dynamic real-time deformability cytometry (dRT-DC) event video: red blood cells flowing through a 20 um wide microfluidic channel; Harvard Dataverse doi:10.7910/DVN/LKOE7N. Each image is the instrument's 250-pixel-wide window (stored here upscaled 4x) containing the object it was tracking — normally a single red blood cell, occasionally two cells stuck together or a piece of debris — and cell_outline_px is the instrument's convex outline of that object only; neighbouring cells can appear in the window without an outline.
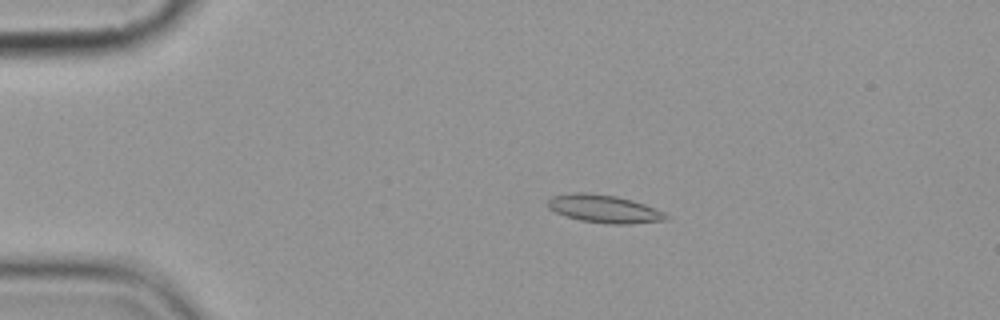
{"species": "common noctule bat (a hibernating species)", "species_latin": "Nyctalus noctula", "temperature_condition": "cold", "stored_images_in_passage": 7, "camera_frame_rate_fps": 3000, "um_per_image_px": 0.085, "animal": {"sex": "female", "body_mass_g": 19.9}, "frame": {"image": 1, "passage_image": 2, "time_ms": 2.0, "image_size_px": [1000, 320], "cell_outline_px": [[668, 220], [632, 224], [608, 224], [580, 220], [556, 212], [548, 208], [548, 200], [552, 196], [572, 192], [592, 192], [616, 196], [632, 200], [644, 204], [664, 212], [668, 216]], "centroid_in_image_um": [51.36, 17.74], "position_along_channel_um": 33.6, "area_um2": 19.31}}
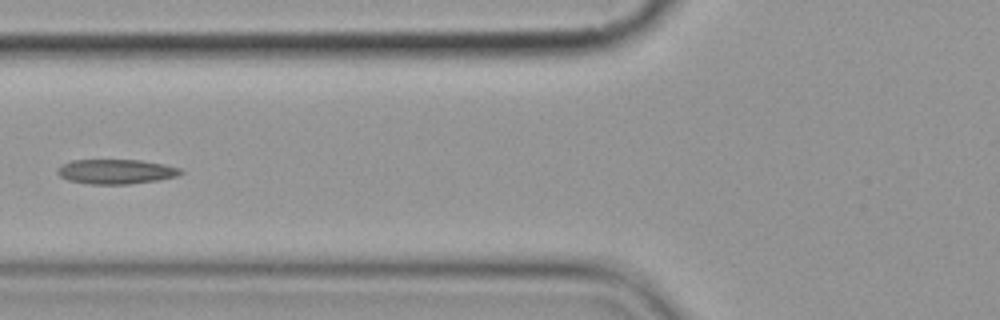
{"frame": {"image": 2, "passage_image": 5, "time_ms": 5.667, "image_size_px": [1000, 320], "cell_outline_px": [[184, 172], [176, 176], [160, 180], [128, 184], [88, 184], [68, 180], [60, 176], [56, 172], [56, 168], [60, 164], [72, 160], [140, 160], [164, 164], [180, 168]], "centroid_in_image_um": [9.83, 14.58], "position_along_channel_um": 116.0, "area_um2": 17.86}}
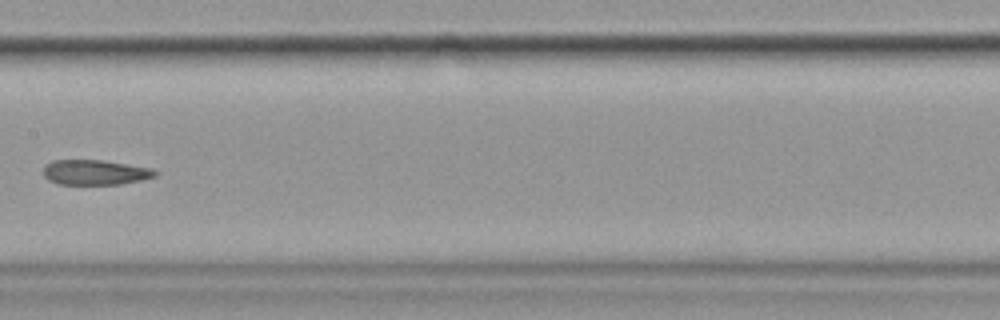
{"frame": {"image": 3, "passage_image": 7, "time_ms": 8.0, "image_size_px": [1000, 320], "cell_outline_px": [[160, 172], [156, 176], [140, 180], [120, 184], [60, 184], [48, 180], [44, 176], [44, 164], [52, 160], [104, 160], [152, 168]], "centroid_in_image_um": [8.09, 14.64], "position_along_channel_um": 199.3, "area_um2": 16.42}}